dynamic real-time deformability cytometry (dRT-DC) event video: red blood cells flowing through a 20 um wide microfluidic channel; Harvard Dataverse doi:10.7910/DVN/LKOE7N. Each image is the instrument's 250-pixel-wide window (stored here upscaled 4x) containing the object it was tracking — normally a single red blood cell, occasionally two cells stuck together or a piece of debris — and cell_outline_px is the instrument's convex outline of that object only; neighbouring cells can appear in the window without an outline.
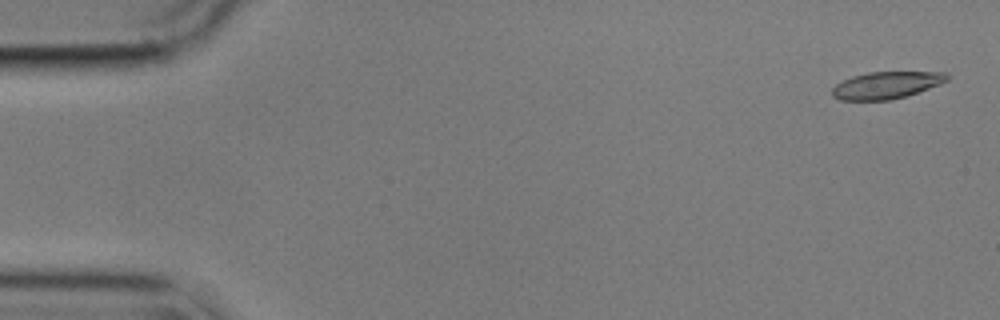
{"species": "common noctule bat (a hibernating species)", "species_latin": "Nyctalus noctula", "temperature_condition": "cold", "stored_images_in_passage": 56, "camera_frame_rate_fps": 3000, "um_per_image_px": 0.085, "animal": {"sex": "male", "body_mass_g": 17.9}, "frame": {"image": 1, "passage_image": 2, "time_ms": 0.333, "image_size_px": [1000, 320], "cell_outline_px": [[948, 80], [940, 84], [892, 100], [840, 100], [832, 96], [832, 88], [836, 84], [852, 76], [868, 72], [944, 72], [948, 76]], "centroid_in_image_um": [75.3, 7.24], "position_along_channel_um": 9.7, "area_um2": 17.92}}
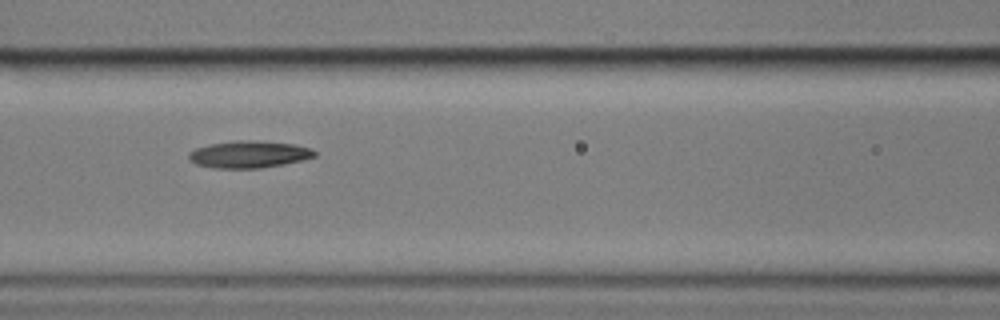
{"frame": {"image": 2, "passage_image": 24, "time_ms": 7.667, "image_size_px": [1000, 320], "cell_outline_px": [[316, 156], [284, 164], [260, 168], [212, 168], [196, 164], [188, 156], [188, 152], [196, 148], [208, 144], [236, 140], [248, 140], [292, 144], [312, 148], [316, 152]], "centroid_in_image_um": [21.14, 13.12], "position_along_channel_um": 145.5, "area_um2": 19.71}}
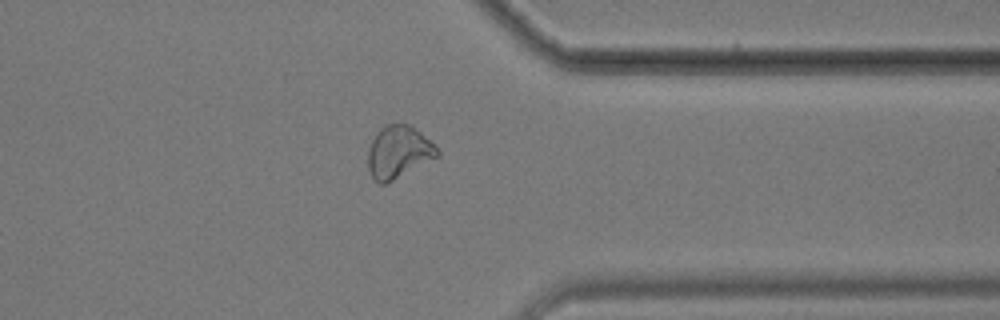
{"frame": {"image": 3, "passage_image": 44, "time_ms": 14.333, "image_size_px": [1000, 320], "cell_outline_px": [[440, 156], [384, 184], [380, 184], [368, 172], [368, 148], [376, 132], [380, 128], [388, 124], [408, 124], [420, 132], [440, 152]], "centroid_in_image_um": [33.85, 12.92], "position_along_channel_um": 377.6, "area_um2": 20.87}}